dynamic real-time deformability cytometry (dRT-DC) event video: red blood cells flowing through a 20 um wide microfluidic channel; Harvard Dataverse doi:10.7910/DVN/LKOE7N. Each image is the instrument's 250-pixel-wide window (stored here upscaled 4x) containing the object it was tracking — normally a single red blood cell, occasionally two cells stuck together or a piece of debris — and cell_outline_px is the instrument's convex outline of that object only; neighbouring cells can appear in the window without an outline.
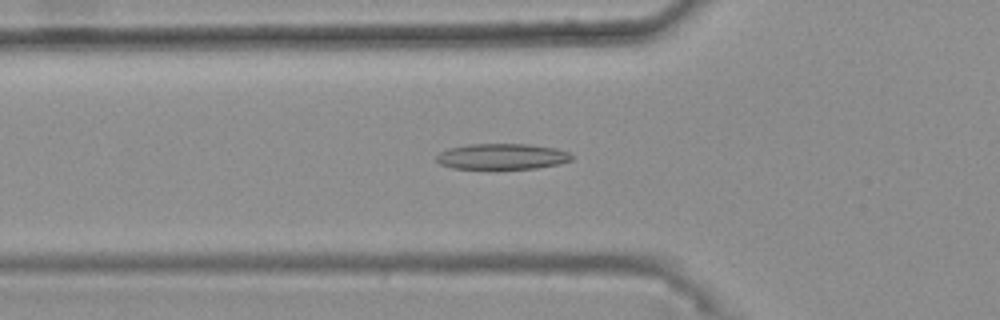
{"species": "common noctule bat (a hibernating species)", "species_latin": "Nyctalus noctula", "temperature_condition": "warm", "stored_images_in_passage": 42, "camera_frame_rate_fps": 3000, "um_per_image_px": 0.085, "animal": {"sex": "female", "body_mass_g": 25.1}, "frame": {"image": 1, "passage_image": 18, "time_ms": 5.667, "image_size_px": [1000, 320], "cell_outline_px": [[572, 160], [560, 164], [536, 168], [452, 168], [440, 164], [436, 160], [436, 156], [440, 152], [448, 148], [468, 144], [528, 144], [556, 148], [568, 152], [572, 156]], "centroid_in_image_um": [42.67, 13.29], "position_along_channel_um": 83.1, "area_um2": 20.23}}
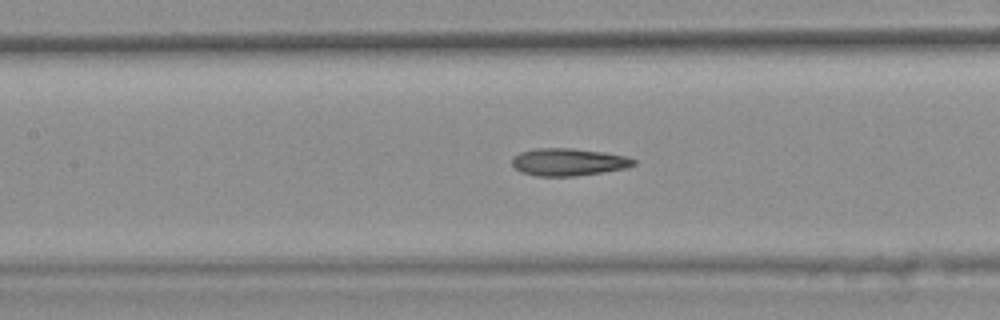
{"frame": {"image": 2, "passage_image": 24, "time_ms": 7.667, "image_size_px": [1000, 320], "cell_outline_px": [[636, 164], [628, 168], [572, 176], [536, 176], [520, 172], [512, 164], [512, 160], [520, 152], [536, 148], [572, 148], [604, 152], [624, 156], [636, 160]], "centroid_in_image_um": [48.32, 13.77], "position_along_channel_um": 159.1, "area_um2": 19.31}}
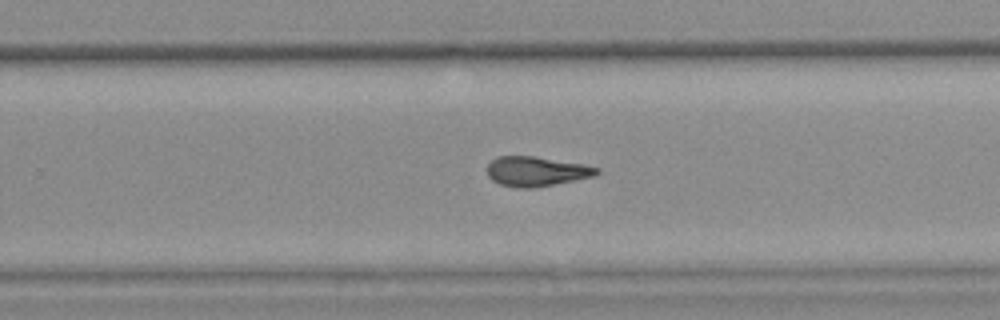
{"frame": {"image": 3, "passage_image": 34, "time_ms": 11.0, "image_size_px": [1000, 320], "cell_outline_px": [[600, 172], [596, 176], [536, 188], [516, 188], [500, 184], [492, 180], [488, 176], [488, 164], [496, 156], [532, 156], [584, 164], [600, 168]], "centroid_in_image_um": [45.61, 14.58], "position_along_channel_um": 284.2, "area_um2": 19.13}, "authors_computed_cell_mechanics": {"area_um2": 19.5942, "velocity_mm_per_s": 3.7678, "shape_relaxation_time_tau1_ms": null, "shape_relaxation_time_tau2_ms": 3.8272, "deformation_change_tau1": null, "deformation_change_tau2": 0.1349}}